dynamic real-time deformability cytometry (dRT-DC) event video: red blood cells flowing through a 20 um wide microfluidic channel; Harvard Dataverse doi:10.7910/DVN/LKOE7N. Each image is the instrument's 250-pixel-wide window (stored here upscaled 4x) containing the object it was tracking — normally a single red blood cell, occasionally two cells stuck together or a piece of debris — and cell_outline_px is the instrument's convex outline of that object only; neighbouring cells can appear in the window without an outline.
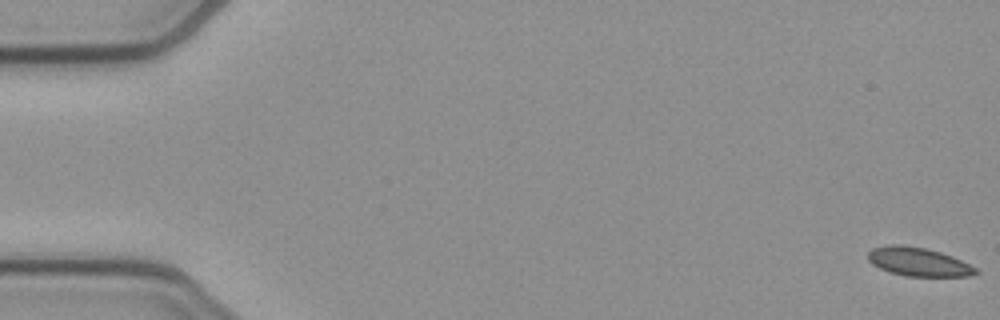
{"species": "common noctule bat (a hibernating species)", "species_latin": "Nyctalus noctula", "temperature_condition": "cold", "stored_images_in_passage": 53, "camera_frame_rate_fps": 3000, "um_per_image_px": 0.085, "animal": {"sex": "female", "body_mass_g": 21.9}, "frame": {"image": 1, "passage_image": 1, "time_ms": 0.0, "image_size_px": [1000, 320], "cell_outline_px": [[980, 272], [972, 276], [904, 276], [888, 272], [872, 264], [868, 260], [868, 252], [872, 248], [888, 244], [900, 244], [924, 248], [940, 252], [952, 256], [976, 268]], "centroid_in_image_um": [78.03, 22.25], "position_along_channel_um": 7.0, "area_um2": 18.03}}
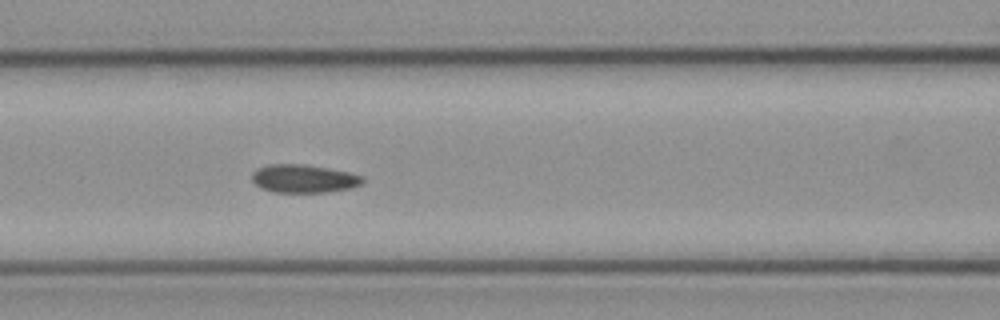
{"frame": {"image": 2, "passage_image": 23, "time_ms": 7.333, "image_size_px": [1000, 320], "cell_outline_px": [[364, 184], [352, 188], [328, 192], [272, 192], [260, 188], [252, 180], [252, 172], [256, 168], [268, 164], [304, 164], [328, 168], [348, 172], [364, 176]], "centroid_in_image_um": [25.83, 15.18], "position_along_channel_um": 140.8, "area_um2": 18.44}}
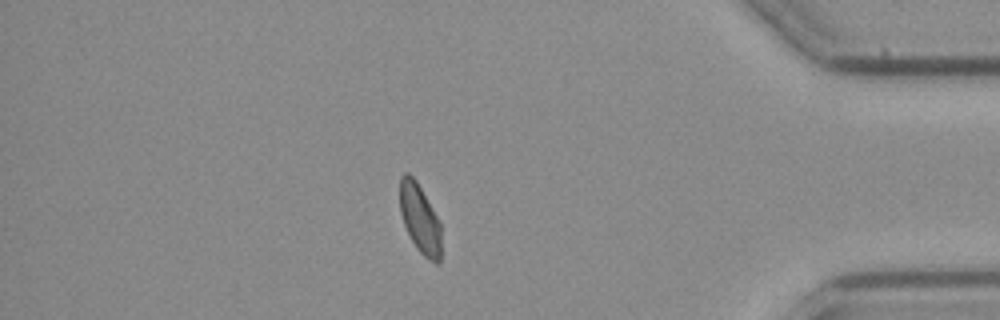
{"frame": {"image": 3, "passage_image": 46, "time_ms": 15.0, "image_size_px": [1000, 320], "cell_outline_px": [[440, 260], [436, 264], [428, 260], [416, 248], [404, 224], [400, 212], [400, 176], [404, 172], [408, 172], [416, 180], [436, 216], [440, 224]], "centroid_in_image_um": [35.67, 18.58], "position_along_channel_um": 399.5, "area_um2": 16.36}, "authors_computed_cell_mechanics": {"area_um2": 18.0914, "velocity_mm_per_s": 3.8896, "shape_relaxation_time_tau1_ms": null, "shape_relaxation_time_tau2_ms": 3.2026, "deformation_change_tau1": null, "deformation_change_tau2": 0.0671}}